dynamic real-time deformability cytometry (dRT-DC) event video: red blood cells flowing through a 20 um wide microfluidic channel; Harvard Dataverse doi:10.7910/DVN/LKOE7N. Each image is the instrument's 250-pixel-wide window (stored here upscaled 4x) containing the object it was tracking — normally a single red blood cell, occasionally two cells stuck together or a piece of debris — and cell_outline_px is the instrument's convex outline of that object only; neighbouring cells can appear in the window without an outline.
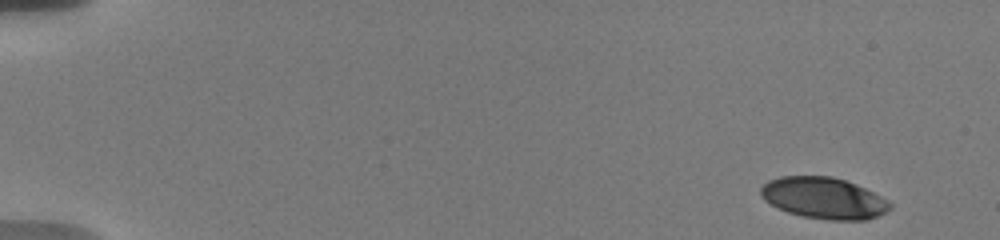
{"species": "human", "species_latin": "Homo sapiens", "temperature_condition": "warm", "stored_images_in_passage": 27, "camera_frame_rate_fps": 3000, "um_per_image_px": 0.085, "donor": {"sex": "male"}, "frame": {"image": 1, "passage_image": 1, "time_ms": 0.0, "image_size_px": [1000, 240], "cell_outline_px": [[892, 208], [876, 216], [864, 220], [828, 220], [800, 216], [788, 212], [764, 200], [760, 196], [760, 188], [768, 180], [780, 176], [832, 176], [856, 184], [888, 200], [892, 204]], "centroid_in_image_um": [70.0, 16.83], "position_along_channel_um": 15.0, "area_um2": 31.1}}
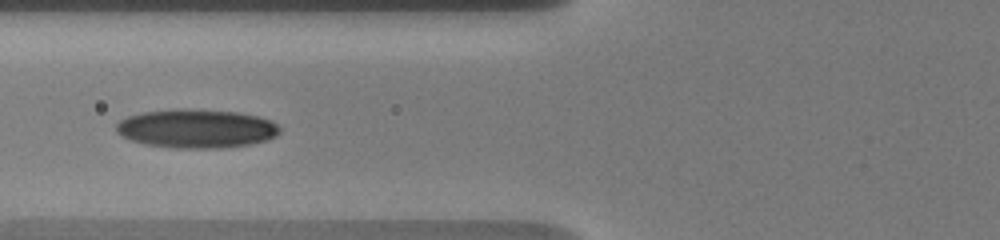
{"frame": {"image": 2, "passage_image": 16, "time_ms": 6.667, "image_size_px": [1000, 240], "cell_outline_px": [[280, 132], [276, 136], [268, 140], [248, 144], [220, 148], [176, 148], [144, 144], [128, 140], [120, 136], [116, 132], [116, 124], [120, 120], [128, 116], [140, 112], [176, 108], [188, 108], [236, 112], [260, 116], [272, 120], [280, 128]], "centroid_in_image_um": [16.66, 10.92], "position_along_channel_um": 109.1, "area_um2": 37.45}}
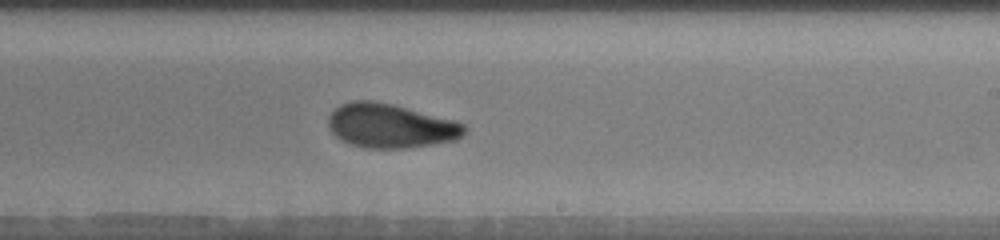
{"frame": {"image": 3, "passage_image": 27, "time_ms": 10.667, "image_size_px": [1000, 240], "cell_outline_px": [[468, 132], [456, 140], [408, 148], [368, 148], [348, 144], [340, 140], [332, 132], [328, 124], [328, 116], [340, 104], [352, 100], [372, 100], [392, 104], [456, 120], [464, 124], [468, 128]], "centroid_in_image_um": [33.21, 10.69], "position_along_channel_um": 255.8, "area_um2": 35.32}}